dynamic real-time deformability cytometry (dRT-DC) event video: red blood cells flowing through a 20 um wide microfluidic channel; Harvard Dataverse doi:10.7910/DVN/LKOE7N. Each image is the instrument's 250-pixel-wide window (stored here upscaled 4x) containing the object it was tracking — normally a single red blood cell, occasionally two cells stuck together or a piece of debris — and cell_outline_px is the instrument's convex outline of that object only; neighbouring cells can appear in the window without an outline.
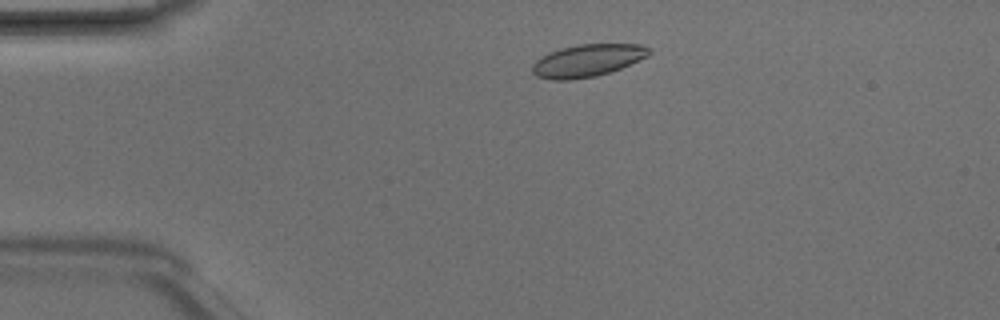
{"species": "Egyptian fruit bat (a non-hibernating species)", "species_latin": "Rousettus aegyptiacus", "temperature_condition": "room temperature", "stored_images_in_passage": 3, "camera_frame_rate_fps": 3000, "um_per_image_px": 0.085, "animal": {"sex": "male"}, "frame": {"image": 1, "passage_image": 2, "time_ms": 0.333, "image_size_px": [1000, 320], "cell_outline_px": [[652, 52], [648, 56], [620, 68], [596, 76], [568, 80], [552, 80], [536, 76], [532, 72], [532, 64], [536, 60], [548, 52], [560, 48], [580, 44], [640, 44], [652, 48]], "centroid_in_image_um": [49.93, 5.14], "position_along_channel_um": 35.1, "area_um2": 22.08}}